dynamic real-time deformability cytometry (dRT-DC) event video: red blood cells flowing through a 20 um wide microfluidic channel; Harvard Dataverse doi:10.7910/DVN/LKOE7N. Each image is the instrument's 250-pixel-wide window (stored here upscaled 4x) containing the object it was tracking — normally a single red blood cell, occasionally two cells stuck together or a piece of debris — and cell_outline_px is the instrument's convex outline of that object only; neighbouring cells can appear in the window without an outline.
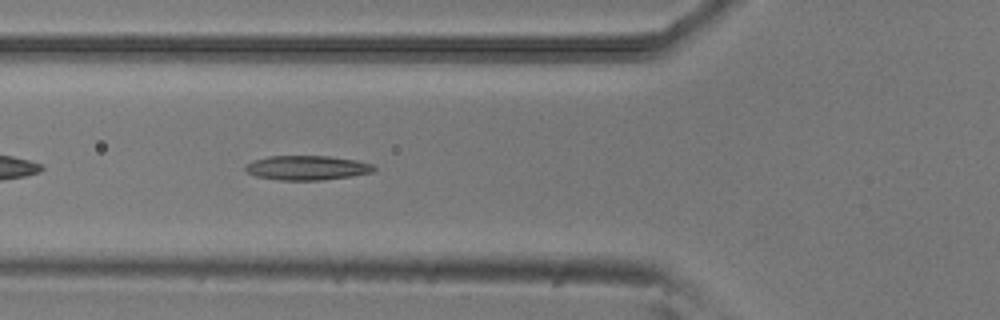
{"species": "common noctule bat (a hibernating species)", "species_latin": "Nyctalus noctula", "temperature_condition": "room temperature", "stored_images_in_passage": 32, "camera_frame_rate_fps": 3000, "um_per_image_px": 0.085, "animal": {"sex": "male", "body_mass_g": 20.5, "forearm_length_mm": 52.5}, "frame": {"image": 1, "passage_image": 6, "time_ms": 1.667, "image_size_px": [1000, 320], "cell_outline_px": [[376, 168], [372, 172], [352, 176], [320, 180], [280, 180], [256, 176], [248, 172], [244, 168], [244, 164], [252, 160], [268, 156], [328, 156], [356, 160], [372, 164]], "centroid_in_image_um": [26.06, 14.25], "position_along_channel_um": 99.7, "area_um2": 18.32}}
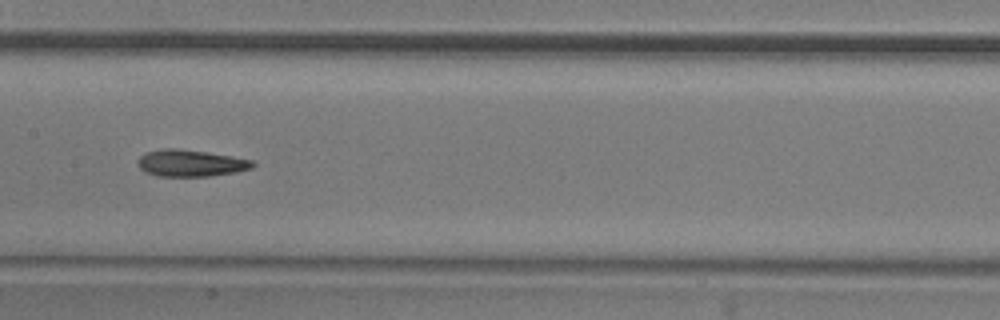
{"frame": {"image": 2, "passage_image": 13, "time_ms": 4.0, "image_size_px": [1000, 320], "cell_outline_px": [[256, 164], [252, 168], [236, 172], [208, 176], [156, 176], [144, 172], [140, 168], [140, 156], [148, 152], [160, 148], [176, 148], [204, 152], [252, 160]], "centroid_in_image_um": [16.2, 13.87], "position_along_channel_um": 191.2, "area_um2": 17.63}}
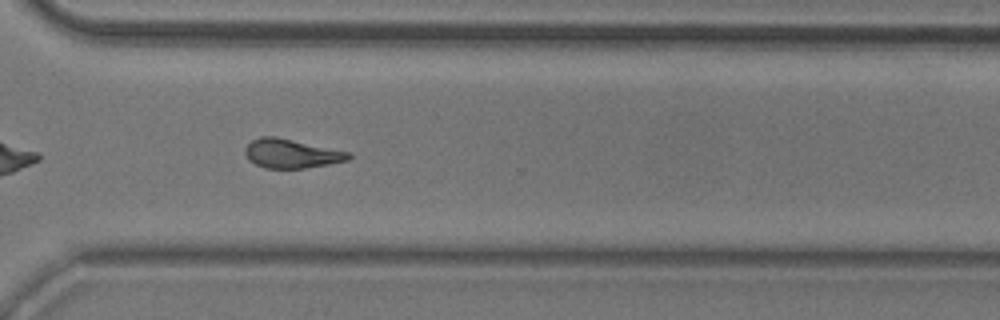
{"frame": {"image": 3, "passage_image": 25, "time_ms": 8.0, "image_size_px": [1000, 320], "cell_outline_px": [[352, 156], [348, 160], [328, 164], [304, 168], [264, 168], [248, 160], [244, 152], [244, 148], [252, 140], [260, 136], [276, 136], [352, 152]], "centroid_in_image_um": [24.77, 13.04], "position_along_channel_um": 345.8, "area_um2": 17.69}, "authors_computed_cell_mechanics": {"area_um2": 17.5423, "velocity_mm_per_s": 3.8894, "shape_relaxation_time_tau1_ms": 10.5492, "shape_relaxation_time_tau2_ms": 4.2646, "deformation_change_tau1": 0.2446, "deformation_change_tau2": 0.1098}}